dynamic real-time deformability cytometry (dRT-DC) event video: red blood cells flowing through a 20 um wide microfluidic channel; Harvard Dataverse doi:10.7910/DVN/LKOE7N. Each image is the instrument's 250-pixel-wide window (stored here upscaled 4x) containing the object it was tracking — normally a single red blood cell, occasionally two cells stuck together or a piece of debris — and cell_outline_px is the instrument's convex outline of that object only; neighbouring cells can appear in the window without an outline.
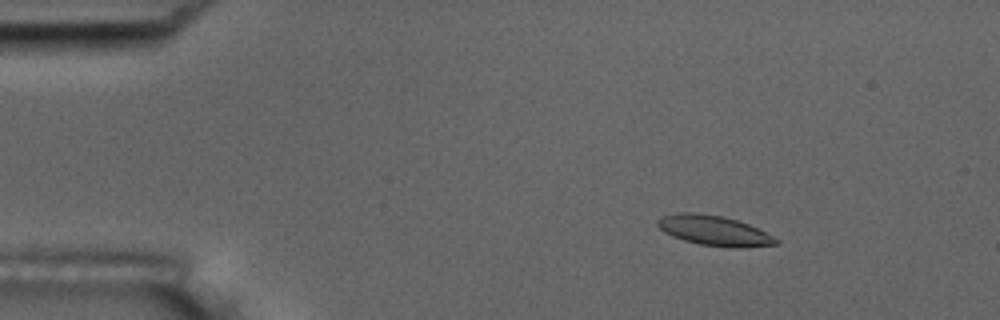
{"species": "common noctule bat (a hibernating species)", "species_latin": "Nyctalus noctula", "temperature_condition": "room temperature", "stored_images_in_passage": 8, "camera_frame_rate_fps": 3000, "um_per_image_px": 0.085, "animal": {"sex": "male", "body_mass_g": 17.5, "forearm_length_mm": 52.3}, "frame": {"image": 1, "passage_image": 2, "time_ms": 1.333, "image_size_px": [1000, 320], "cell_outline_px": [[780, 240], [776, 244], [740, 248], [736, 248], [700, 244], [684, 240], [672, 236], [664, 232], [656, 224], [656, 220], [660, 216], [676, 212], [692, 212], [724, 216], [748, 224]], "centroid_in_image_um": [60.64, 19.58], "position_along_channel_um": 24.4, "area_um2": 20.63}}
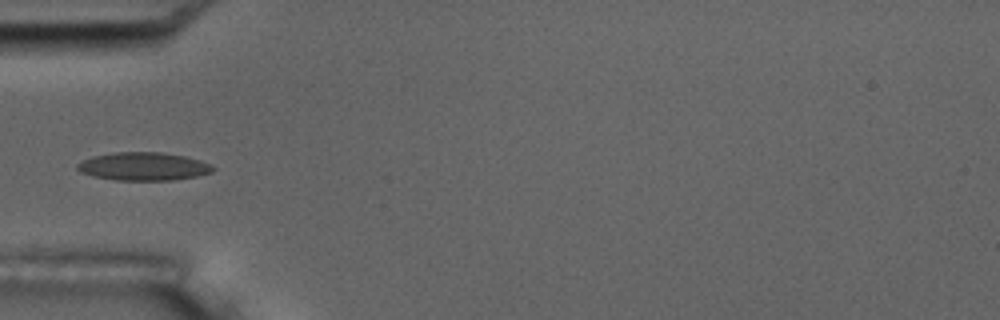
{"frame": {"image": 2, "passage_image": 5, "time_ms": 4.667, "image_size_px": [1000, 320], "cell_outline_px": [[216, 168], [212, 172], [196, 176], [172, 180], [116, 180], [92, 176], [80, 172], [76, 168], [76, 164], [92, 156], [116, 152], [160, 152], [184, 156], [200, 160], [212, 164]], "centroid_in_image_um": [12.2, 14.14], "position_along_channel_um": 72.8, "area_um2": 22.25}}
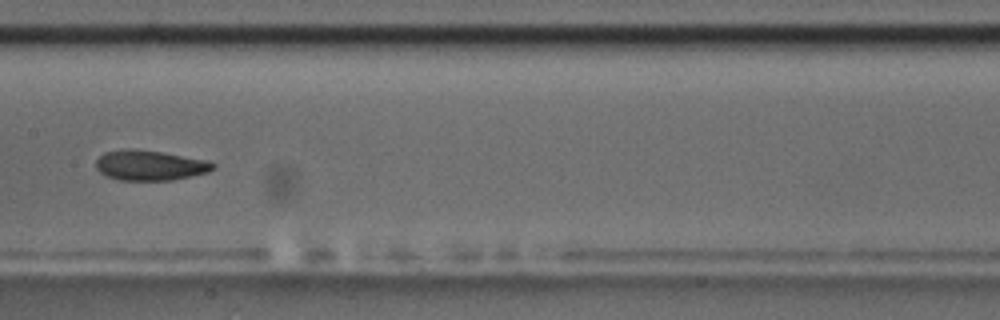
{"frame": {"image": 3, "passage_image": 8, "time_ms": 8.0, "image_size_px": [1000, 320], "cell_outline_px": [[216, 168], [208, 172], [192, 176], [172, 180], [120, 180], [108, 176], [100, 172], [96, 168], [96, 160], [104, 152], [128, 148], [132, 148], [160, 152], [208, 160], [216, 164]], "centroid_in_image_um": [12.76, 14.05], "position_along_channel_um": 194.6, "area_um2": 20.58}}